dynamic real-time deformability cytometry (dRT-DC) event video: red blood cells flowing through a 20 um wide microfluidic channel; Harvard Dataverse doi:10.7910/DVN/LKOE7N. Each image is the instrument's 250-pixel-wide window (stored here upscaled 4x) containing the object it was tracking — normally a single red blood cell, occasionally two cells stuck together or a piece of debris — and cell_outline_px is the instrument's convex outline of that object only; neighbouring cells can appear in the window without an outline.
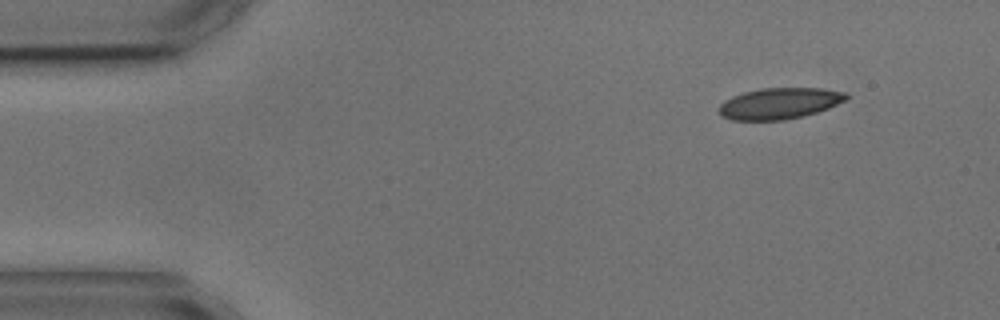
{"species": "common noctule bat (a hibernating species)", "species_latin": "Nyctalus noctula", "temperature_condition": "cold", "stored_images_in_passage": 6, "camera_frame_rate_fps": 3000, "um_per_image_px": 0.085, "animal": {"sex": "male", "body_mass_g": 17.9, "forearm_length_mm": 54.2}, "frame": {"image": 1, "passage_image": 1, "time_ms": 0.0, "image_size_px": [1000, 320], "cell_outline_px": [[848, 96], [844, 100], [828, 108], [804, 116], [784, 120], [732, 120], [720, 116], [720, 104], [724, 100], [732, 96], [744, 92], [760, 88], [820, 88], [848, 92]], "centroid_in_image_um": [66.24, 8.79], "position_along_channel_um": 18.8, "area_um2": 23.12}}
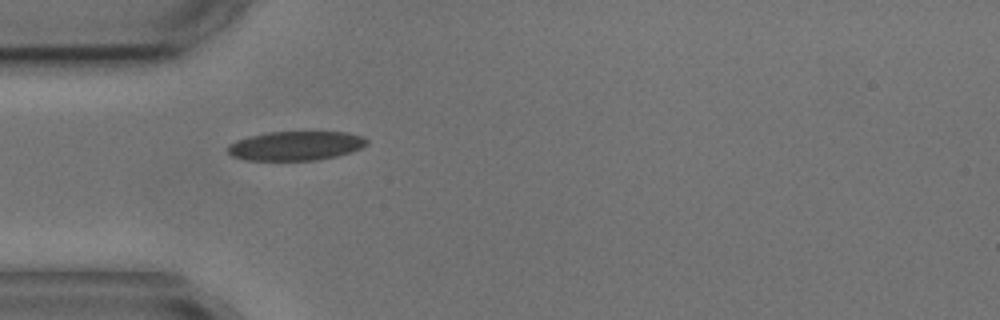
{"frame": {"image": 2, "passage_image": 4, "time_ms": 3.333, "image_size_px": [1000, 320], "cell_outline_px": [[368, 144], [352, 152], [336, 156], [316, 160], [244, 160], [232, 156], [224, 148], [228, 144], [236, 140], [248, 136], [268, 132], [348, 132], [364, 136], [368, 140]], "centroid_in_image_um": [25.12, 12.39], "position_along_channel_um": 59.9, "area_um2": 23.93}}